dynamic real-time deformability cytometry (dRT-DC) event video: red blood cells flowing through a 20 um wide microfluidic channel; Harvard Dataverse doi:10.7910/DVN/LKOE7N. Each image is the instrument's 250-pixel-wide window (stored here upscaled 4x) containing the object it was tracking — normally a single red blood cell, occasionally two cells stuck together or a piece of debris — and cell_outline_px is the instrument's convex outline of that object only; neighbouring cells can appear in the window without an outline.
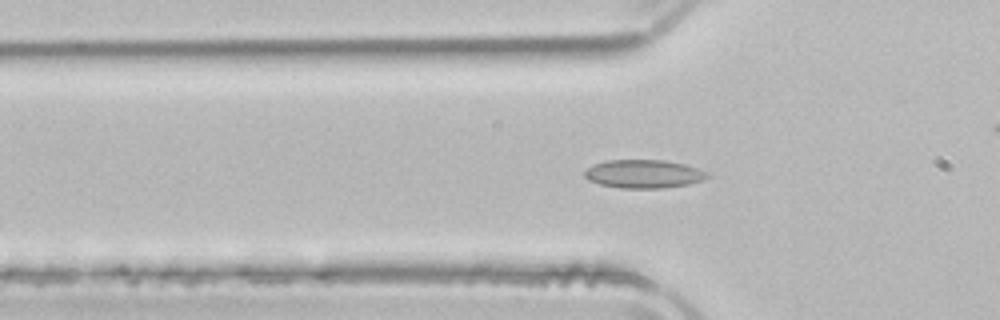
{"species": "common noctule bat (a hibernating species)", "species_latin": "Nyctalus noctula", "temperature_condition": "room temperature", "stored_images_in_passage": 45, "camera_frame_rate_fps": 3000, "um_per_image_px": 0.085, "animal": {"sex": "male", "body_mass_g": 21.5, "forearm_length_mm": 52.0}, "frame": {"image": 1, "passage_image": 16, "time_ms": 5.0, "image_size_px": [1000, 320], "cell_outline_px": [[712, 176], [704, 180], [688, 184], [664, 188], [620, 188], [600, 184], [588, 180], [584, 176], [584, 172], [592, 164], [608, 160], [664, 160], [684, 164], [708, 172]], "centroid_in_image_um": [54.73, 14.78], "position_along_channel_um": 71.1, "area_um2": 20.4}}
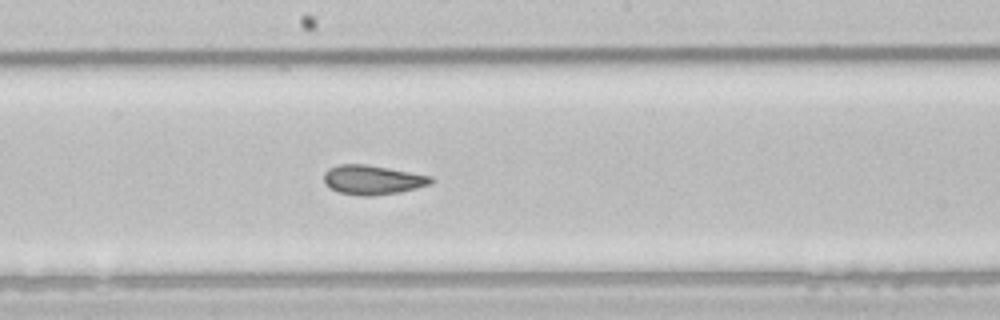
{"frame": {"image": 2, "passage_image": 27, "time_ms": 8.667, "image_size_px": [1000, 320], "cell_outline_px": [[436, 180], [428, 184], [416, 188], [396, 192], [372, 196], [360, 196], [340, 192], [324, 184], [324, 172], [328, 168], [340, 164], [364, 164], [388, 168], [432, 176]], "centroid_in_image_um": [31.65, 15.28], "position_along_channel_um": 216.6, "area_um2": 18.15}}
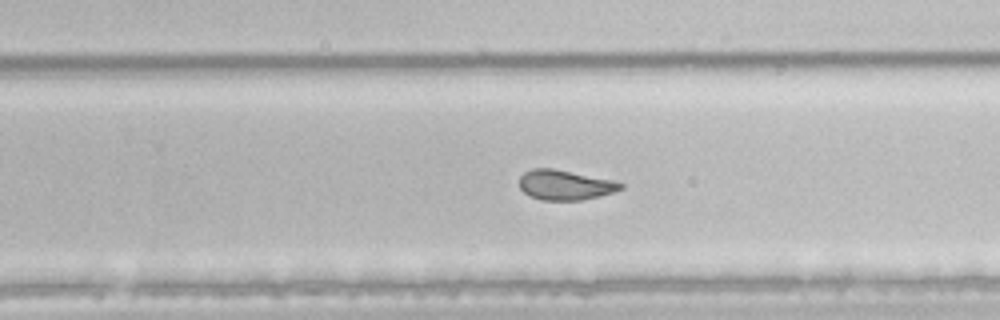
{"frame": {"image": 3, "passage_image": 32, "time_ms": 10.333, "image_size_px": [1000, 320], "cell_outline_px": [[624, 188], [600, 196], [580, 200], [540, 200], [524, 192], [520, 188], [520, 176], [524, 172], [532, 168], [552, 168], [616, 180], [624, 184]], "centroid_in_image_um": [48.05, 15.71], "position_along_channel_um": 281.7, "area_um2": 17.74}, "authors_computed_cell_mechanics": {"area_um2": 19.652, "velocity_mm_per_s": 3.9499, "shape_relaxation_time_tau1_ms": null, "shape_relaxation_time_tau2_ms": 2.425, "deformation_change_tau1": null, "deformation_change_tau2": 0.0706}}